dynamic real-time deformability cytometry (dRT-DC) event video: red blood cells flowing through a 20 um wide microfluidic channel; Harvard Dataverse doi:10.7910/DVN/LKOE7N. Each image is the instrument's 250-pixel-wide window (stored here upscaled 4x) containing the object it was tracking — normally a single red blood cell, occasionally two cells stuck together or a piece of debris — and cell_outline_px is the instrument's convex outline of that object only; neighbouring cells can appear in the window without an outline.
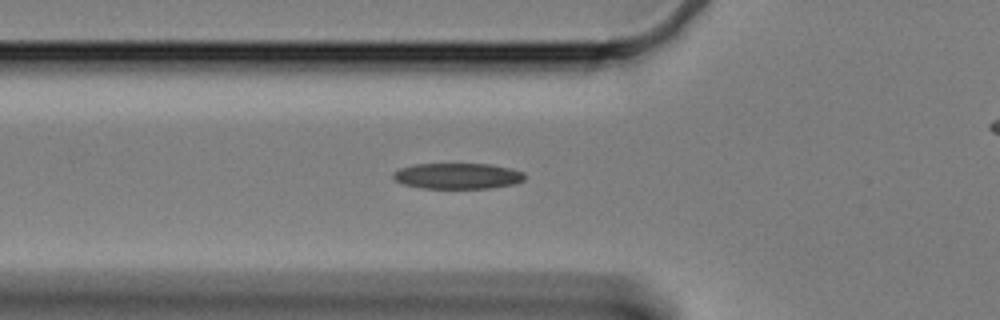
{"species": "Egyptian fruit bat (a non-hibernating species)", "species_latin": "Rousettus aegyptiacus", "temperature_condition": "cold", "stored_images_in_passage": 4, "camera_frame_rate_fps": 3000, "um_per_image_px": 0.085, "animal": {"sex": "female"}, "frame": {"image": 1, "passage_image": 2, "time_ms": 0.333, "image_size_px": [1000, 320], "cell_outline_px": [[524, 180], [512, 184], [488, 188], [420, 188], [404, 184], [396, 180], [392, 176], [392, 172], [400, 168], [416, 164], [488, 164], [512, 168], [524, 172]], "centroid_in_image_um": [38.88, 14.95], "position_along_channel_um": 86.9, "area_um2": 19.71}}